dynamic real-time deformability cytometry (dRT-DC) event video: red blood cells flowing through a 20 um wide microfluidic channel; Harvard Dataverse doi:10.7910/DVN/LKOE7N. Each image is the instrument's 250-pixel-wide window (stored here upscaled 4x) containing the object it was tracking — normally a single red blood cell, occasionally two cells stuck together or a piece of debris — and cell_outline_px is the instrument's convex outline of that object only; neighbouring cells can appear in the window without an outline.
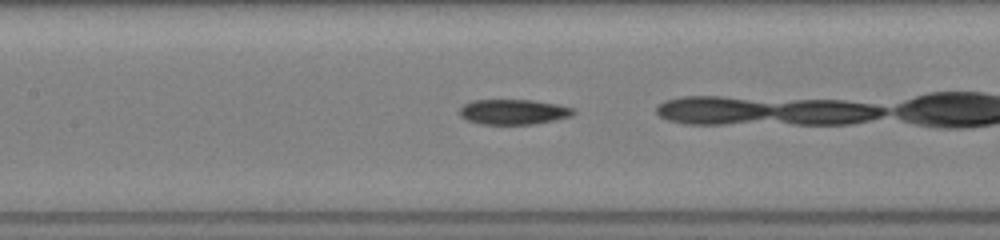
{"species": "common noctule bat (a hibernating species)", "species_latin": "Nyctalus noctula", "temperature_condition": "room temperature", "stored_images_in_passage": 31, "camera_frame_rate_fps": 3000, "um_per_image_px": 0.085, "animal": {"sex": "female", "body_mass_g": 19.5, "forearm_length_mm": 54.1}, "frame": {"image": 1, "passage_image": 21, "time_ms": 6.667, "image_size_px": [1000, 240], "cell_outline_px": [[576, 112], [572, 116], [532, 124], [480, 124], [468, 120], [460, 116], [460, 108], [464, 104], [472, 100], [532, 100], [556, 104], [572, 108]], "centroid_in_image_um": [43.62, 9.5], "position_along_channel_um": 163.8, "area_um2": 16.53}}